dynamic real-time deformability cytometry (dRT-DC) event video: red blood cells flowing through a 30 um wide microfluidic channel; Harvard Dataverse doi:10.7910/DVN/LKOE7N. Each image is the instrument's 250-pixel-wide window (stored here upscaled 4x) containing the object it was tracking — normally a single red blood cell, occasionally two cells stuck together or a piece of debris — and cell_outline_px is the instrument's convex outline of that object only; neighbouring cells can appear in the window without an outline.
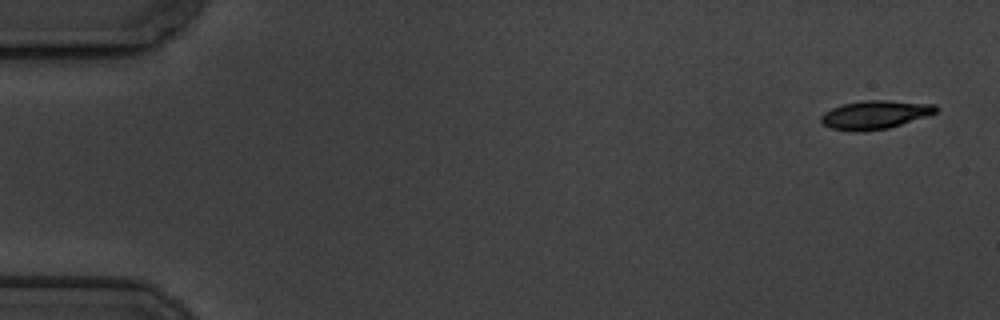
{"species": "common noctule bat (a hibernating species)", "species_latin": "Nyctalus noctula", "temperature_condition": "cold", "stored_images_in_passage": 5, "camera_frame_rate_fps": 3000, "um_per_image_px": 0.085, "animal": {"sex": "male", "body_mass_g": 19.5, "forearm_length_mm": 54.6}, "frame": {"image": 1, "passage_image": 1, "time_ms": 0.0, "image_size_px": [1000, 320], "cell_outline_px": [[940, 108], [936, 112], [888, 128], [860, 132], [832, 128], [824, 124], [820, 120], [820, 116], [824, 112], [840, 104], [864, 100], [888, 100], [936, 104]], "centroid_in_image_um": [74.36, 9.73], "position_along_channel_um": 10.6, "area_um2": 18.96}}